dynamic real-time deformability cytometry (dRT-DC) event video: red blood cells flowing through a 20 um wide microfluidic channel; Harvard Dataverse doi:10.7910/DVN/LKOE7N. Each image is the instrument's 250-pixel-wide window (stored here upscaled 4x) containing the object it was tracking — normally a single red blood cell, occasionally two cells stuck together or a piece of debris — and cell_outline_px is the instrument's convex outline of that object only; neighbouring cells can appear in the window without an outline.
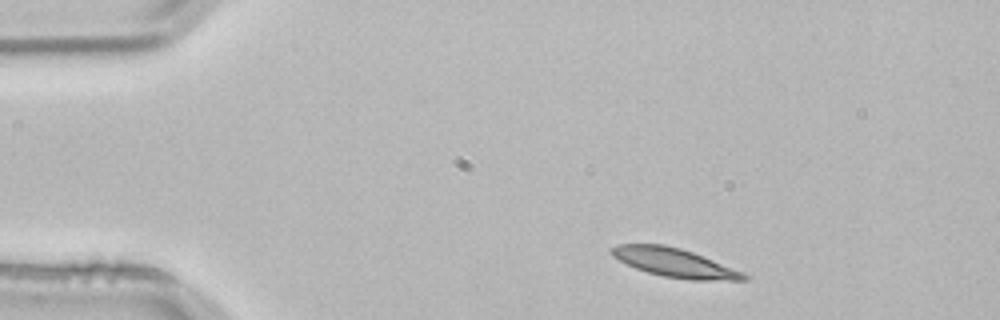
{"species": "common noctule bat (a hibernating species)", "species_latin": "Nyctalus noctula", "temperature_condition": "room temperature", "stored_images_in_passage": 3, "segment_of_instrument_passage": [1, 2], "camera_frame_rate_fps": 3000, "um_per_image_px": 0.085, "animal": {"sex": "male", "body_mass_g": 21.5, "forearm_length_mm": 52.0}, "frame": {"image": 1, "passage_image": 1, "time_ms": 0.0, "image_size_px": [1000, 320], "cell_outline_px": [[748, 280], [692, 280], [664, 276], [648, 272], [636, 268], [612, 256], [608, 252], [616, 244], [664, 244], [680, 248], [704, 256], [744, 272], [748, 276]], "centroid_in_image_um": [57.35, 22.32], "position_along_channel_um": 27.7, "area_um2": 22.08}}